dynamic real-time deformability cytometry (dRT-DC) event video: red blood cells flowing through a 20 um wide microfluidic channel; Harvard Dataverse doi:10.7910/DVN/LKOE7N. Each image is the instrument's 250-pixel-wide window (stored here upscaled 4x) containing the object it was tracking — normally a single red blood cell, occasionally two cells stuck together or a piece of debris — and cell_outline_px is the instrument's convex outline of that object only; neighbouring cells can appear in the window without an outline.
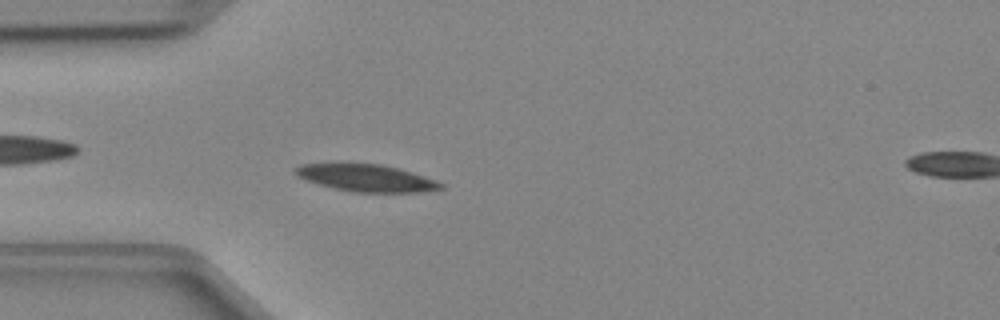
{"species": "Egyptian fruit bat (a non-hibernating species)", "species_latin": "Rousettus aegyptiacus", "temperature_condition": "cold", "stored_images_in_passage": 46, "camera_frame_rate_fps": 3000, "um_per_image_px": 0.085, "animal": {"sex": "female"}, "frame": {"image": 1, "passage_image": 12, "time_ms": 3.667, "image_size_px": [1000, 320], "cell_outline_px": [[444, 188], [420, 192], [356, 192], [332, 188], [304, 180], [296, 176], [292, 172], [292, 168], [300, 164], [336, 160], [384, 164], [400, 168], [436, 180], [444, 184]], "centroid_in_image_um": [30.99, 15.06], "position_along_channel_um": 54.0, "area_um2": 24.33}}
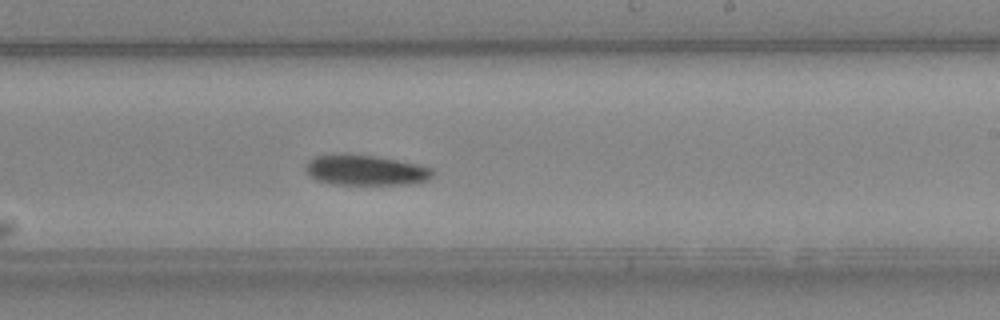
{"frame": {"image": 2, "passage_image": 27, "time_ms": 8.667, "image_size_px": [1000, 320], "cell_outline_px": [[436, 172], [428, 180], [412, 184], [332, 184], [316, 180], [304, 168], [308, 160], [316, 156], [376, 156], [420, 164], [432, 168]], "centroid_in_image_um": [31.16, 14.49], "position_along_channel_um": 257.8, "area_um2": 22.02}}
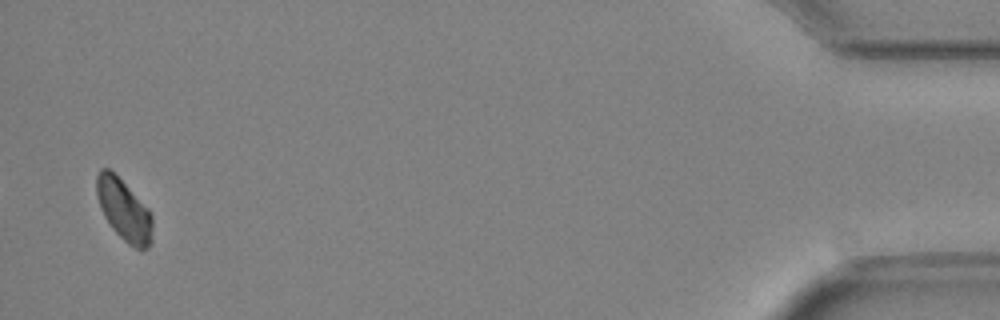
{"frame": {"image": 3, "passage_image": 45, "time_ms": 14.667, "image_size_px": [1000, 320], "cell_outline_px": [[152, 244], [148, 248], [140, 252], [128, 244], [112, 228], [104, 216], [100, 208], [96, 192], [96, 176], [100, 168], [108, 168], [148, 208], [152, 216]], "centroid_in_image_um": [10.55, 17.91], "position_along_channel_um": 424.7, "area_um2": 19.94}}